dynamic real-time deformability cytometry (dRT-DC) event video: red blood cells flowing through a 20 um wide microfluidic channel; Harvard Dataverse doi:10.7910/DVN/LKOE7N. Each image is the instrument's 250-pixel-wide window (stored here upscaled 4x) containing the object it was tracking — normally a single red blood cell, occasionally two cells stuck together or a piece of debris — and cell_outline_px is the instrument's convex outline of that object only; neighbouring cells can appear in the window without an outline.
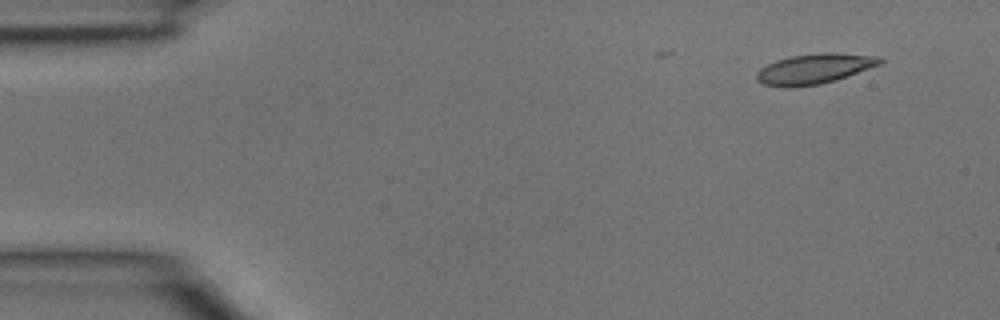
{"species": "common noctule bat (a hibernating species)", "species_latin": "Nyctalus noctula", "temperature_condition": "room temperature", "stored_images_in_passage": 3, "camera_frame_rate_fps": 3000, "um_per_image_px": 0.085, "animal": {"sex": "male", "body_mass_g": 15.6}, "frame": {"image": 1, "passage_image": 1, "time_ms": 0.0, "image_size_px": [1000, 320], "cell_outline_px": [[884, 60], [880, 64], [836, 80], [820, 84], [764, 84], [756, 80], [756, 72], [760, 68], [776, 60], [792, 56], [824, 52], [836, 52], [880, 56]], "centroid_in_image_um": [69.3, 5.79], "position_along_channel_um": 15.7, "area_um2": 20.92}}
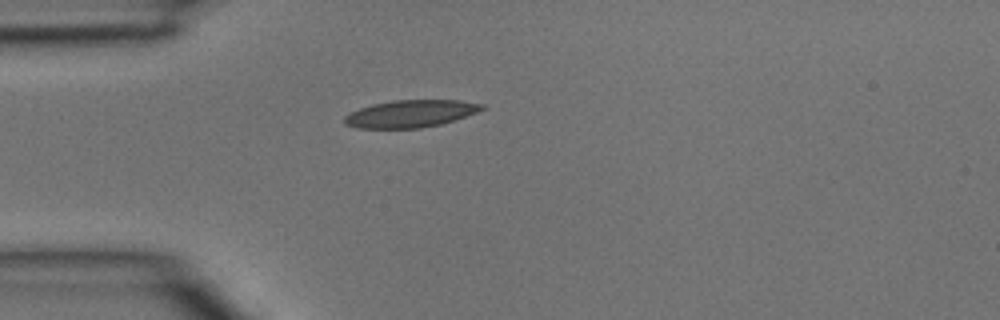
{"frame": {"image": 2, "passage_image": 3, "time_ms": 0.667, "image_size_px": [1000, 320], "cell_outline_px": [[484, 108], [476, 112], [440, 124], [420, 128], [356, 128], [344, 124], [344, 116], [360, 108], [372, 104], [392, 100], [456, 100], [484, 104]], "centroid_in_image_um": [34.84, 9.66], "position_along_channel_um": 50.2, "area_um2": 21.62}}